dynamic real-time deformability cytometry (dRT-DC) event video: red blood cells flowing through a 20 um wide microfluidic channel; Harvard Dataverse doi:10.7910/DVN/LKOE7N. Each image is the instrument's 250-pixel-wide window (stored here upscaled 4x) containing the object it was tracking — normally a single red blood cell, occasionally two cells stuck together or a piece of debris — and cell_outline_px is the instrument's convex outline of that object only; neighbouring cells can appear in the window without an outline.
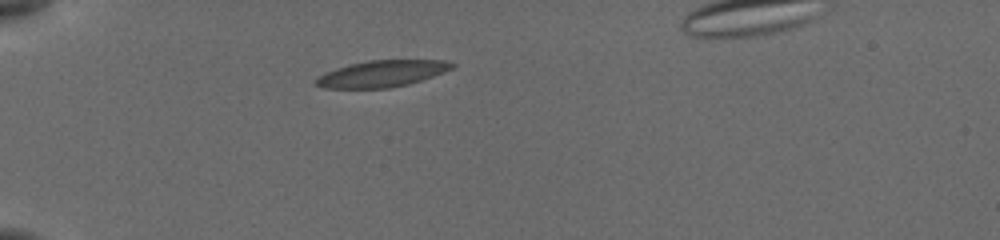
{"species": "common noctule bat (a hibernating species)", "species_latin": "Nyctalus noctula", "temperature_condition": "cold", "stored_images_in_passage": 17, "segment_of_instrument_passage": [1, 2], "camera_frame_rate_fps": 3000, "um_per_image_px": 0.085, "animal": {"sex": "female", "body_mass_g": 19.5, "forearm_length_mm": 54.1}, "frame": {"image": 1, "passage_image": 1, "time_ms": 0.0, "image_size_px": [1000, 240], "cell_outline_px": [[456, 64], [452, 68], [444, 72], [408, 84], [388, 88], [324, 88], [316, 84], [312, 80], [324, 72], [336, 68], [368, 60], [444, 60]], "centroid_in_image_um": [32.42, 6.26], "position_along_channel_um": 52.6, "area_um2": 20.92}}
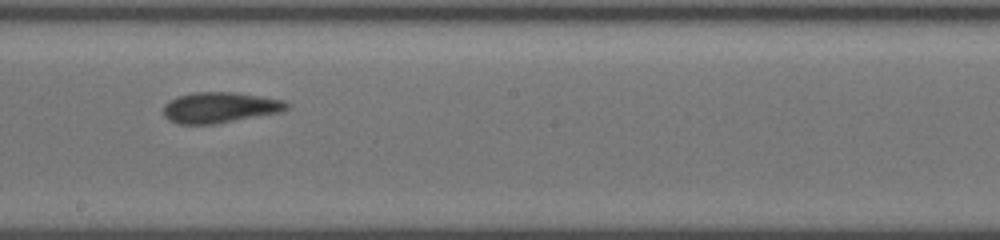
{"frame": {"image": 2, "passage_image": 6, "time_ms": 5.333, "image_size_px": [1000, 240], "cell_outline_px": [[292, 104], [284, 112], [212, 124], [180, 124], [168, 120], [164, 116], [164, 104], [168, 100], [176, 96], [192, 92], [236, 92], [284, 100]], "centroid_in_image_um": [18.71, 9.13], "position_along_channel_um": 229.5, "area_um2": 22.37}}
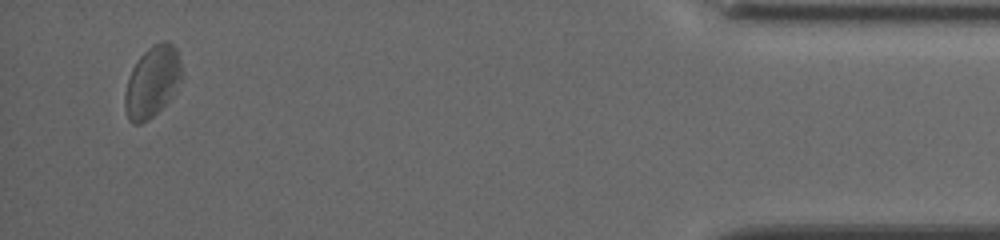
{"frame": {"image": 3, "passage_image": 15, "time_ms": 12.0, "image_size_px": [1000, 240], "cell_outline_px": [[184, 80], [168, 100], [148, 120], [140, 124], [132, 124], [128, 120], [124, 108], [124, 96], [128, 76], [132, 68], [140, 56], [152, 44], [160, 40], [168, 40], [176, 48], [184, 72]], "centroid_in_image_um": [12.96, 6.92], "position_along_channel_um": 422.2, "area_um2": 24.1}}